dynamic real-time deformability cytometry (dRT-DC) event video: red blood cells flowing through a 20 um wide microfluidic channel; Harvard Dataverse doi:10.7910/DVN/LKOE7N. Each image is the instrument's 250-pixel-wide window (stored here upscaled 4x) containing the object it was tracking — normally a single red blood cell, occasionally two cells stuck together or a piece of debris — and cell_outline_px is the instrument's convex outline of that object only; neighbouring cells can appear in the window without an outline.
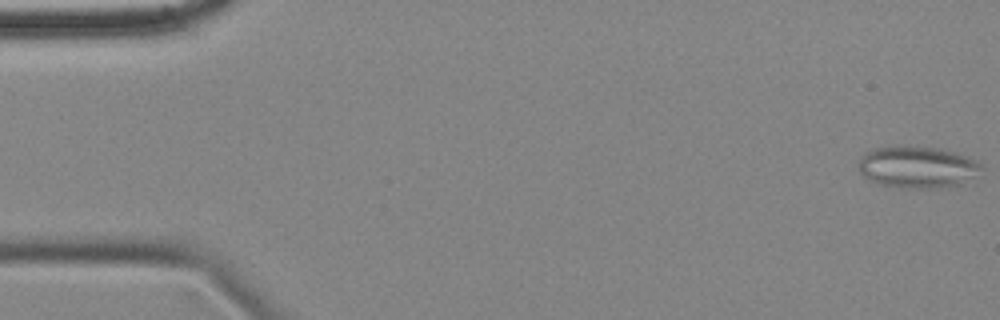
{"species": "common noctule bat (a hibernating species)", "species_latin": "Nyctalus noctula", "temperature_condition": "cold", "stored_images_in_passage": 57, "camera_frame_rate_fps": 3000, "um_per_image_px": 0.085, "animal": {"sex": "female", "body_mass_g": 18.4}, "frame": {"image": 1, "passage_image": 1, "time_ms": 0.0, "image_size_px": [1000, 320], "cell_outline_px": [[984, 168], [960, 184], [924, 188], [916, 188], [884, 184], [872, 180], [864, 176], [860, 172], [860, 156], [868, 148], [900, 144], [940, 148], [956, 152], [968, 156], [976, 160]], "centroid_in_image_um": [77.95, 14.13], "position_along_channel_um": 7.1, "area_um2": 29.82}}
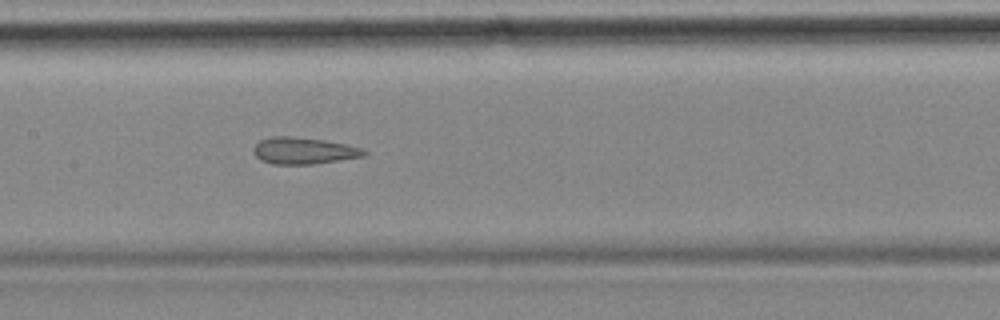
{"frame": {"image": 2, "passage_image": 27, "time_ms": 8.667, "image_size_px": [1000, 320], "cell_outline_px": [[368, 152], [364, 156], [312, 164], [272, 164], [260, 160], [252, 152], [252, 148], [260, 140], [272, 136], [288, 136], [324, 140], [344, 144], [360, 148]], "centroid_in_image_um": [25.75, 12.81], "position_along_channel_um": 181.7, "area_um2": 17.05}}
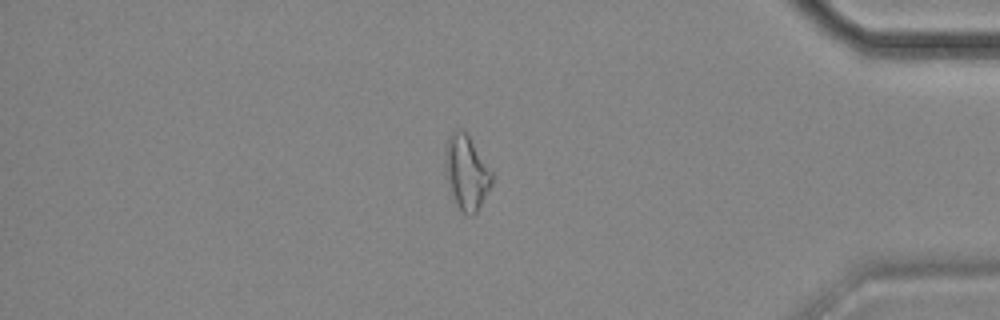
{"frame": {"image": 3, "passage_image": 48, "time_ms": 15.667, "image_size_px": [1000, 320], "cell_outline_px": [[492, 184], [476, 212], [472, 216], [468, 216], [456, 204], [444, 172], [444, 144], [448, 136], [456, 128], [464, 128], [492, 172]], "centroid_in_image_um": [39.61, 14.59], "position_along_channel_um": 395.6, "area_um2": 20.4}, "authors_computed_cell_mechanics": {"area_um2": 20.4034, "velocity_mm_per_s": 3.5261, "shape_relaxation_time_tau1_ms": null, "shape_relaxation_time_tau2_ms": 4.1294, "deformation_change_tau1": null, "deformation_change_tau2": 0.1504}}